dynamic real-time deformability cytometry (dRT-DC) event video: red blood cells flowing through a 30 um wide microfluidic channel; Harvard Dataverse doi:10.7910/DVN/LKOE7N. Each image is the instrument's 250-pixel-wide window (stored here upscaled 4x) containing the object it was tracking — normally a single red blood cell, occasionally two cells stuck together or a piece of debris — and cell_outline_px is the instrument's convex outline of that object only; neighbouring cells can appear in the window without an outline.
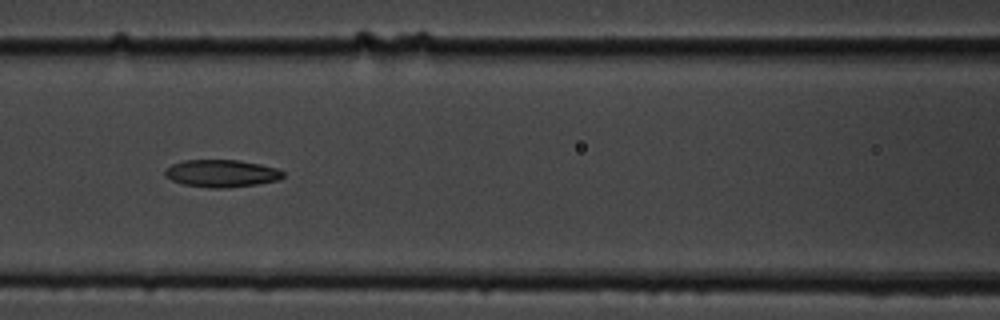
{"species": "common noctule bat (a hibernating species)", "species_latin": "Nyctalus noctula", "temperature_condition": "cold", "stored_images_in_passage": 41, "camera_frame_rate_fps": 3000, "um_per_image_px": 0.085, "animal": {"sex": "male", "body_mass_g": 19.5, "forearm_length_mm": 54.6}, "frame": {"image": 1, "passage_image": 10, "time_ms": 3.0, "image_size_px": [1000, 320], "cell_outline_px": [[284, 176], [280, 180], [256, 184], [224, 188], [212, 188], [184, 184], [172, 180], [164, 176], [164, 172], [172, 164], [184, 160], [240, 160], [260, 164], [276, 168], [284, 172]], "centroid_in_image_um": [18.85, 14.73], "position_along_channel_um": 147.8, "area_um2": 18.79}}
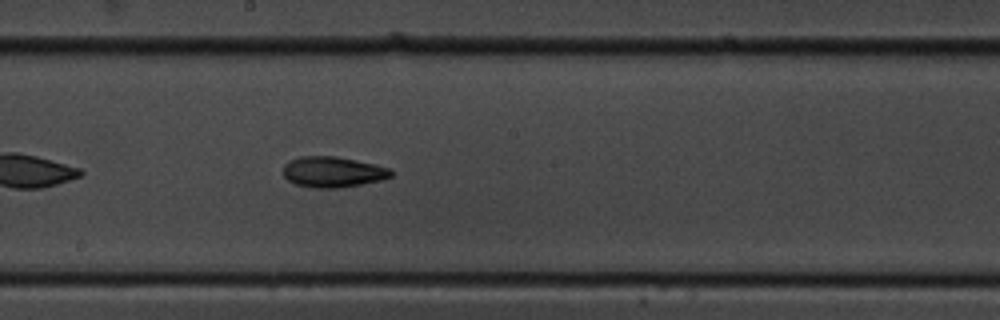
{"frame": {"image": 2, "passage_image": 16, "time_ms": 5.0, "image_size_px": [1000, 320], "cell_outline_px": [[392, 176], [380, 180], [360, 184], [336, 188], [312, 188], [296, 184], [288, 180], [284, 176], [284, 164], [288, 160], [300, 156], [336, 156], [376, 164], [392, 168]], "centroid_in_image_um": [28.29, 14.6], "position_along_channel_um": 219.9, "area_um2": 19.36}}
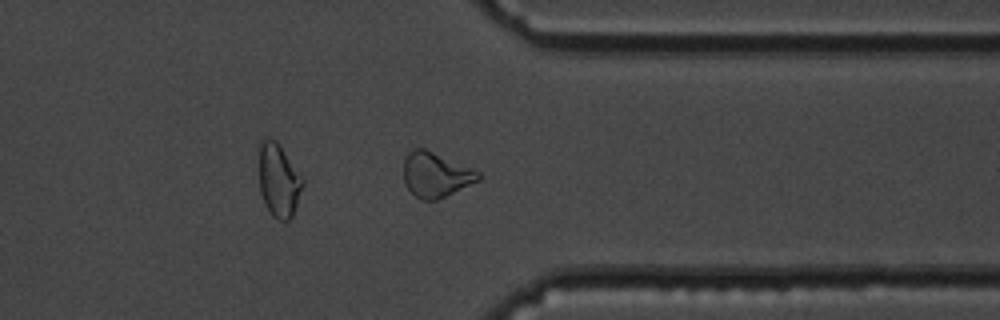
{"frame": {"image": 3, "passage_image": 29, "time_ms": 9.333, "image_size_px": [1000, 320], "cell_outline_px": [[480, 180], [436, 200], [424, 200], [416, 196], [404, 184], [404, 160], [408, 152], [412, 148], [424, 148], [472, 168], [480, 172]], "centroid_in_image_um": [37.02, 14.84], "position_along_channel_um": 374.4, "area_um2": 19.36}, "authors_computed_cell_mechanics": {"area_um2": 19.363, "velocity_mm_per_s": 3.6227, "shape_relaxation_time_tau1_ms": 6.5803, "shape_relaxation_time_tau2_ms": 7.2696, "deformation_change_tau1": 0.1629, "deformation_change_tau2": 0.1635}}